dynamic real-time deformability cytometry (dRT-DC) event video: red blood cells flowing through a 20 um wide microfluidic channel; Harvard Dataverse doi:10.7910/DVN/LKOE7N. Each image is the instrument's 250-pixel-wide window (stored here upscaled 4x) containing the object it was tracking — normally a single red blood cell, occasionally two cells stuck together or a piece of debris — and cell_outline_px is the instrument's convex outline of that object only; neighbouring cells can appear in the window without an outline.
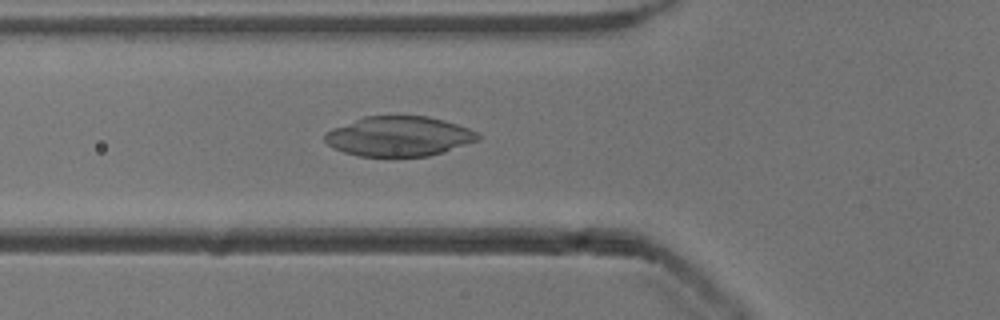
{"species": "common noctule bat (a hibernating species)", "species_latin": "Nyctalus noctula", "temperature_condition": "cold", "stored_images_in_passage": 53, "camera_frame_rate_fps": 3000, "um_per_image_px": 0.085, "animal": {"sex": "male", "body_mass_g": 13.3}, "frame": {"image": 1, "passage_image": 19, "time_ms": 6.0, "image_size_px": [1000, 320], "cell_outline_px": [[480, 140], [444, 152], [428, 156], [360, 156], [344, 152], [332, 148], [324, 140], [324, 136], [332, 128], [364, 116], [428, 116], [444, 120], [468, 128], [476, 132], [480, 136]], "centroid_in_image_um": [33.91, 11.59], "position_along_channel_um": 91.9, "area_um2": 35.55}}
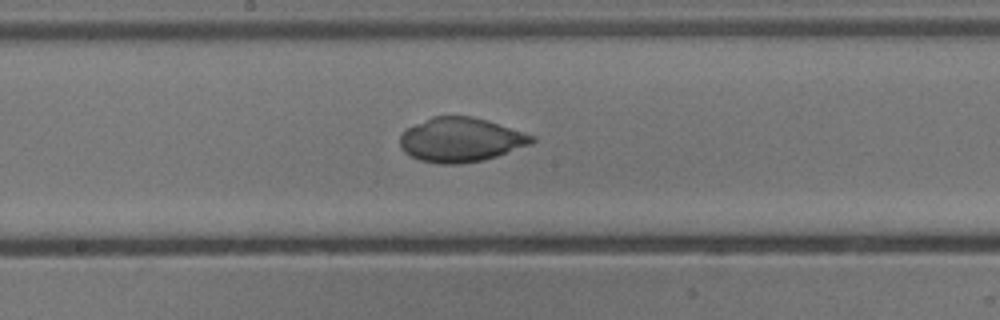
{"frame": {"image": 2, "passage_image": 28, "time_ms": 9.0, "image_size_px": [1000, 320], "cell_outline_px": [[536, 140], [532, 144], [484, 160], [460, 164], [440, 164], [420, 160], [404, 152], [400, 148], [400, 136], [408, 128], [432, 116], [472, 116], [488, 120], [536, 136]], "centroid_in_image_um": [39.19, 11.88], "position_along_channel_um": 209.0, "area_um2": 34.04}}
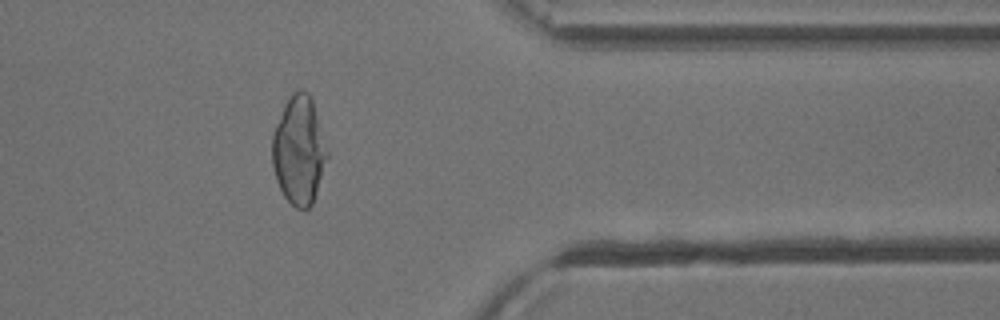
{"frame": {"image": 3, "passage_image": 43, "time_ms": 14.0, "image_size_px": [1000, 320], "cell_outline_px": [[328, 156], [312, 204], [308, 208], [296, 208], [284, 196], [276, 180], [272, 164], [272, 136], [276, 124], [284, 104], [288, 96], [292, 92], [300, 88], [308, 92], [312, 100], [328, 148]], "centroid_in_image_um": [25.4, 12.74], "position_along_channel_um": 386.0, "area_um2": 34.68}}